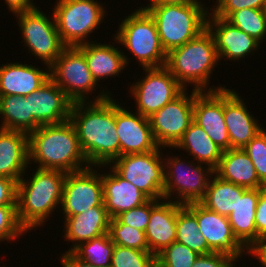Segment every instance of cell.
I'll list each match as a JSON object with an SVG mask.
<instances>
[{"label": "cell", "instance_id": "4dcf8cb0", "mask_svg": "<svg viewBox=\"0 0 266 267\" xmlns=\"http://www.w3.org/2000/svg\"><path fill=\"white\" fill-rule=\"evenodd\" d=\"M176 242L188 246L199 255L213 252L198 229L196 216L185 205L177 212Z\"/></svg>", "mask_w": 266, "mask_h": 267}, {"label": "cell", "instance_id": "9c48e42d", "mask_svg": "<svg viewBox=\"0 0 266 267\" xmlns=\"http://www.w3.org/2000/svg\"><path fill=\"white\" fill-rule=\"evenodd\" d=\"M161 147L146 153L121 155L111 166L123 179L132 183L149 199H163L164 162Z\"/></svg>", "mask_w": 266, "mask_h": 267}, {"label": "cell", "instance_id": "d6986e66", "mask_svg": "<svg viewBox=\"0 0 266 267\" xmlns=\"http://www.w3.org/2000/svg\"><path fill=\"white\" fill-rule=\"evenodd\" d=\"M206 28L214 38L219 61L223 57L230 60H241L259 48L260 42L258 40L232 25L226 19L216 16L212 11L208 13Z\"/></svg>", "mask_w": 266, "mask_h": 267}, {"label": "cell", "instance_id": "60d3db41", "mask_svg": "<svg viewBox=\"0 0 266 267\" xmlns=\"http://www.w3.org/2000/svg\"><path fill=\"white\" fill-rule=\"evenodd\" d=\"M266 0H223L214 10L216 16L226 19L232 12L241 9H265Z\"/></svg>", "mask_w": 266, "mask_h": 267}, {"label": "cell", "instance_id": "ac0fdd59", "mask_svg": "<svg viewBox=\"0 0 266 267\" xmlns=\"http://www.w3.org/2000/svg\"><path fill=\"white\" fill-rule=\"evenodd\" d=\"M116 131L120 156L151 152L159 147L154 139L149 118L138 112H129L119 102H116Z\"/></svg>", "mask_w": 266, "mask_h": 267}, {"label": "cell", "instance_id": "bcb514c9", "mask_svg": "<svg viewBox=\"0 0 266 267\" xmlns=\"http://www.w3.org/2000/svg\"><path fill=\"white\" fill-rule=\"evenodd\" d=\"M63 254V255H62ZM61 254V265L63 267H96L93 264L87 263L76 257L71 251H66Z\"/></svg>", "mask_w": 266, "mask_h": 267}, {"label": "cell", "instance_id": "44dd1931", "mask_svg": "<svg viewBox=\"0 0 266 267\" xmlns=\"http://www.w3.org/2000/svg\"><path fill=\"white\" fill-rule=\"evenodd\" d=\"M110 172L101 173L103 201L110 218L146 203L149 198L132 183L123 179L111 166Z\"/></svg>", "mask_w": 266, "mask_h": 267}, {"label": "cell", "instance_id": "f1b7e54d", "mask_svg": "<svg viewBox=\"0 0 266 267\" xmlns=\"http://www.w3.org/2000/svg\"><path fill=\"white\" fill-rule=\"evenodd\" d=\"M174 148L185 150L194 161L205 163L213 170L218 167L222 155V150L194 120Z\"/></svg>", "mask_w": 266, "mask_h": 267}, {"label": "cell", "instance_id": "484cf974", "mask_svg": "<svg viewBox=\"0 0 266 267\" xmlns=\"http://www.w3.org/2000/svg\"><path fill=\"white\" fill-rule=\"evenodd\" d=\"M95 42H89L77 48L85 55L92 77L98 84L101 82L100 79L118 76L127 67L129 58L114 45Z\"/></svg>", "mask_w": 266, "mask_h": 267}, {"label": "cell", "instance_id": "681fc988", "mask_svg": "<svg viewBox=\"0 0 266 267\" xmlns=\"http://www.w3.org/2000/svg\"><path fill=\"white\" fill-rule=\"evenodd\" d=\"M223 0H216L217 5L214 6L213 10L222 2Z\"/></svg>", "mask_w": 266, "mask_h": 267}, {"label": "cell", "instance_id": "8d00e7d4", "mask_svg": "<svg viewBox=\"0 0 266 267\" xmlns=\"http://www.w3.org/2000/svg\"><path fill=\"white\" fill-rule=\"evenodd\" d=\"M198 256L188 246L173 242L156 255V267H192Z\"/></svg>", "mask_w": 266, "mask_h": 267}, {"label": "cell", "instance_id": "cb8c5ba5", "mask_svg": "<svg viewBox=\"0 0 266 267\" xmlns=\"http://www.w3.org/2000/svg\"><path fill=\"white\" fill-rule=\"evenodd\" d=\"M28 165V134L0 128V176L17 183Z\"/></svg>", "mask_w": 266, "mask_h": 267}, {"label": "cell", "instance_id": "3957f363", "mask_svg": "<svg viewBox=\"0 0 266 267\" xmlns=\"http://www.w3.org/2000/svg\"><path fill=\"white\" fill-rule=\"evenodd\" d=\"M65 172L36 168L32 178H20L17 182V216L28 232L41 227L62 200ZM52 212V213H51Z\"/></svg>", "mask_w": 266, "mask_h": 267}, {"label": "cell", "instance_id": "7c38bea8", "mask_svg": "<svg viewBox=\"0 0 266 267\" xmlns=\"http://www.w3.org/2000/svg\"><path fill=\"white\" fill-rule=\"evenodd\" d=\"M145 76L130 86L138 113L149 118L170 101L178 97L185 89L164 66L143 68Z\"/></svg>", "mask_w": 266, "mask_h": 267}, {"label": "cell", "instance_id": "52a82bcc", "mask_svg": "<svg viewBox=\"0 0 266 267\" xmlns=\"http://www.w3.org/2000/svg\"><path fill=\"white\" fill-rule=\"evenodd\" d=\"M53 12L57 31L66 47H78L93 42L87 40L106 14L97 0H58ZM99 2V3H98ZM87 40V41H86Z\"/></svg>", "mask_w": 266, "mask_h": 267}, {"label": "cell", "instance_id": "f546056e", "mask_svg": "<svg viewBox=\"0 0 266 267\" xmlns=\"http://www.w3.org/2000/svg\"><path fill=\"white\" fill-rule=\"evenodd\" d=\"M214 175L215 173L211 176L208 188L199 203L211 211L228 216L236 208L238 197H242L248 188L235 185Z\"/></svg>", "mask_w": 266, "mask_h": 267}, {"label": "cell", "instance_id": "8fae6325", "mask_svg": "<svg viewBox=\"0 0 266 267\" xmlns=\"http://www.w3.org/2000/svg\"><path fill=\"white\" fill-rule=\"evenodd\" d=\"M50 78L73 102H86V95L99 84L93 79L85 55L77 47H66L50 66ZM87 97V98H86Z\"/></svg>", "mask_w": 266, "mask_h": 267}, {"label": "cell", "instance_id": "ffe728a7", "mask_svg": "<svg viewBox=\"0 0 266 267\" xmlns=\"http://www.w3.org/2000/svg\"><path fill=\"white\" fill-rule=\"evenodd\" d=\"M233 90L224 88V119L230 138V149H242L264 127L250 114L244 100Z\"/></svg>", "mask_w": 266, "mask_h": 267}, {"label": "cell", "instance_id": "1f68e13d", "mask_svg": "<svg viewBox=\"0 0 266 267\" xmlns=\"http://www.w3.org/2000/svg\"><path fill=\"white\" fill-rule=\"evenodd\" d=\"M1 129L21 131L29 135L28 99L23 96H0Z\"/></svg>", "mask_w": 266, "mask_h": 267}, {"label": "cell", "instance_id": "b9f144b4", "mask_svg": "<svg viewBox=\"0 0 266 267\" xmlns=\"http://www.w3.org/2000/svg\"><path fill=\"white\" fill-rule=\"evenodd\" d=\"M235 263L236 260L226 254L211 252L199 255L192 267H235Z\"/></svg>", "mask_w": 266, "mask_h": 267}, {"label": "cell", "instance_id": "74e56055", "mask_svg": "<svg viewBox=\"0 0 266 267\" xmlns=\"http://www.w3.org/2000/svg\"><path fill=\"white\" fill-rule=\"evenodd\" d=\"M266 130L263 129L242 149L251 159L259 180L266 186Z\"/></svg>", "mask_w": 266, "mask_h": 267}, {"label": "cell", "instance_id": "f6af8a7d", "mask_svg": "<svg viewBox=\"0 0 266 267\" xmlns=\"http://www.w3.org/2000/svg\"><path fill=\"white\" fill-rule=\"evenodd\" d=\"M5 2L8 5V9H10L13 14L38 8L32 3L33 0H5Z\"/></svg>", "mask_w": 266, "mask_h": 267}, {"label": "cell", "instance_id": "30bf717a", "mask_svg": "<svg viewBox=\"0 0 266 267\" xmlns=\"http://www.w3.org/2000/svg\"><path fill=\"white\" fill-rule=\"evenodd\" d=\"M15 16L25 47L50 67L66 48L57 31L54 16L52 19L37 8L15 13Z\"/></svg>", "mask_w": 266, "mask_h": 267}, {"label": "cell", "instance_id": "e575fe53", "mask_svg": "<svg viewBox=\"0 0 266 267\" xmlns=\"http://www.w3.org/2000/svg\"><path fill=\"white\" fill-rule=\"evenodd\" d=\"M108 234L115 245L150 251L145 232L122 224L117 218L110 219Z\"/></svg>", "mask_w": 266, "mask_h": 267}, {"label": "cell", "instance_id": "ee69618b", "mask_svg": "<svg viewBox=\"0 0 266 267\" xmlns=\"http://www.w3.org/2000/svg\"><path fill=\"white\" fill-rule=\"evenodd\" d=\"M17 183L7 177L0 176V205H17Z\"/></svg>", "mask_w": 266, "mask_h": 267}, {"label": "cell", "instance_id": "83f0119b", "mask_svg": "<svg viewBox=\"0 0 266 267\" xmlns=\"http://www.w3.org/2000/svg\"><path fill=\"white\" fill-rule=\"evenodd\" d=\"M214 173L221 179L245 188L266 187L258 178L256 169L243 149L231 148L222 151Z\"/></svg>", "mask_w": 266, "mask_h": 267}, {"label": "cell", "instance_id": "d4e9b609", "mask_svg": "<svg viewBox=\"0 0 266 267\" xmlns=\"http://www.w3.org/2000/svg\"><path fill=\"white\" fill-rule=\"evenodd\" d=\"M110 219L105 206H94L81 214L64 219V238L74 243L68 251H72L80 243L108 233Z\"/></svg>", "mask_w": 266, "mask_h": 267}, {"label": "cell", "instance_id": "5bb4252c", "mask_svg": "<svg viewBox=\"0 0 266 267\" xmlns=\"http://www.w3.org/2000/svg\"><path fill=\"white\" fill-rule=\"evenodd\" d=\"M97 171L91 165L66 174L60 205L63 218L81 214L94 206H105L101 174Z\"/></svg>", "mask_w": 266, "mask_h": 267}, {"label": "cell", "instance_id": "7402d4cb", "mask_svg": "<svg viewBox=\"0 0 266 267\" xmlns=\"http://www.w3.org/2000/svg\"><path fill=\"white\" fill-rule=\"evenodd\" d=\"M163 200L151 209L149 223L144 231L149 250L155 256L176 242L177 212L183 206L171 200Z\"/></svg>", "mask_w": 266, "mask_h": 267}, {"label": "cell", "instance_id": "4fadbf2b", "mask_svg": "<svg viewBox=\"0 0 266 267\" xmlns=\"http://www.w3.org/2000/svg\"><path fill=\"white\" fill-rule=\"evenodd\" d=\"M198 92L193 89L188 96L185 89L178 97L149 117L154 139L163 149L173 148L194 120V96Z\"/></svg>", "mask_w": 266, "mask_h": 267}, {"label": "cell", "instance_id": "ba28073f", "mask_svg": "<svg viewBox=\"0 0 266 267\" xmlns=\"http://www.w3.org/2000/svg\"><path fill=\"white\" fill-rule=\"evenodd\" d=\"M164 160L163 199L170 200L173 194L177 198L174 202L178 204L199 203L204 197L214 170L209 166L202 167V163H185L180 157L172 155L168 160Z\"/></svg>", "mask_w": 266, "mask_h": 267}, {"label": "cell", "instance_id": "7bdbcfd3", "mask_svg": "<svg viewBox=\"0 0 266 267\" xmlns=\"http://www.w3.org/2000/svg\"><path fill=\"white\" fill-rule=\"evenodd\" d=\"M255 226L257 235L266 238V187L261 192L256 206Z\"/></svg>", "mask_w": 266, "mask_h": 267}, {"label": "cell", "instance_id": "f35d334b", "mask_svg": "<svg viewBox=\"0 0 266 267\" xmlns=\"http://www.w3.org/2000/svg\"><path fill=\"white\" fill-rule=\"evenodd\" d=\"M26 234L17 216V205H0V242L12 241Z\"/></svg>", "mask_w": 266, "mask_h": 267}, {"label": "cell", "instance_id": "ab89813d", "mask_svg": "<svg viewBox=\"0 0 266 267\" xmlns=\"http://www.w3.org/2000/svg\"><path fill=\"white\" fill-rule=\"evenodd\" d=\"M160 200L149 199L143 205L132 208L119 214L116 218L122 223L134 227L138 230L145 231L149 223V218L151 214V209Z\"/></svg>", "mask_w": 266, "mask_h": 267}, {"label": "cell", "instance_id": "7dc6e473", "mask_svg": "<svg viewBox=\"0 0 266 267\" xmlns=\"http://www.w3.org/2000/svg\"><path fill=\"white\" fill-rule=\"evenodd\" d=\"M248 254L259 259L262 267H266V238L260 239L249 251Z\"/></svg>", "mask_w": 266, "mask_h": 267}, {"label": "cell", "instance_id": "4316f807", "mask_svg": "<svg viewBox=\"0 0 266 267\" xmlns=\"http://www.w3.org/2000/svg\"><path fill=\"white\" fill-rule=\"evenodd\" d=\"M262 189H247L242 197H238L236 208L227 216L233 235L247 252L261 239L256 232L255 212Z\"/></svg>", "mask_w": 266, "mask_h": 267}, {"label": "cell", "instance_id": "9a60e30c", "mask_svg": "<svg viewBox=\"0 0 266 267\" xmlns=\"http://www.w3.org/2000/svg\"><path fill=\"white\" fill-rule=\"evenodd\" d=\"M25 99H28L29 107V134L41 125L61 124L69 120L73 102L51 78Z\"/></svg>", "mask_w": 266, "mask_h": 267}, {"label": "cell", "instance_id": "603a6c76", "mask_svg": "<svg viewBox=\"0 0 266 267\" xmlns=\"http://www.w3.org/2000/svg\"><path fill=\"white\" fill-rule=\"evenodd\" d=\"M43 71L33 65L7 63L0 66V96H27L50 78V67Z\"/></svg>", "mask_w": 266, "mask_h": 267}, {"label": "cell", "instance_id": "c3c4849f", "mask_svg": "<svg viewBox=\"0 0 266 267\" xmlns=\"http://www.w3.org/2000/svg\"><path fill=\"white\" fill-rule=\"evenodd\" d=\"M149 5H164V4H181V5H189V4H202L201 1L198 0H149Z\"/></svg>", "mask_w": 266, "mask_h": 267}, {"label": "cell", "instance_id": "2e32d148", "mask_svg": "<svg viewBox=\"0 0 266 267\" xmlns=\"http://www.w3.org/2000/svg\"><path fill=\"white\" fill-rule=\"evenodd\" d=\"M185 206L196 216L198 229L213 252L226 254L236 261L242 253H248L244 252L246 249L233 235L227 216L211 211L200 203Z\"/></svg>", "mask_w": 266, "mask_h": 267}, {"label": "cell", "instance_id": "277c9868", "mask_svg": "<svg viewBox=\"0 0 266 267\" xmlns=\"http://www.w3.org/2000/svg\"><path fill=\"white\" fill-rule=\"evenodd\" d=\"M218 61L214 38L206 28L194 39L167 53L165 67L184 88L192 83L199 92L217 91L225 86L207 88Z\"/></svg>", "mask_w": 266, "mask_h": 267}, {"label": "cell", "instance_id": "e0dca14e", "mask_svg": "<svg viewBox=\"0 0 266 267\" xmlns=\"http://www.w3.org/2000/svg\"><path fill=\"white\" fill-rule=\"evenodd\" d=\"M193 118L219 149H230L224 119V89L198 92L194 96Z\"/></svg>", "mask_w": 266, "mask_h": 267}, {"label": "cell", "instance_id": "d590c367", "mask_svg": "<svg viewBox=\"0 0 266 267\" xmlns=\"http://www.w3.org/2000/svg\"><path fill=\"white\" fill-rule=\"evenodd\" d=\"M111 267H156V256L150 251L115 245Z\"/></svg>", "mask_w": 266, "mask_h": 267}, {"label": "cell", "instance_id": "836d02e7", "mask_svg": "<svg viewBox=\"0 0 266 267\" xmlns=\"http://www.w3.org/2000/svg\"><path fill=\"white\" fill-rule=\"evenodd\" d=\"M226 20L246 34L254 37L260 43L266 36L265 9H241L232 12Z\"/></svg>", "mask_w": 266, "mask_h": 267}, {"label": "cell", "instance_id": "5b68a950", "mask_svg": "<svg viewBox=\"0 0 266 267\" xmlns=\"http://www.w3.org/2000/svg\"><path fill=\"white\" fill-rule=\"evenodd\" d=\"M141 8L152 16L161 46L166 54L204 31L210 12L209 7L205 8L204 4L146 5Z\"/></svg>", "mask_w": 266, "mask_h": 267}, {"label": "cell", "instance_id": "7a4b0ae2", "mask_svg": "<svg viewBox=\"0 0 266 267\" xmlns=\"http://www.w3.org/2000/svg\"><path fill=\"white\" fill-rule=\"evenodd\" d=\"M28 147L29 164L34 161L40 169L70 173L90 166L70 120L41 125L28 135Z\"/></svg>", "mask_w": 266, "mask_h": 267}, {"label": "cell", "instance_id": "8992f818", "mask_svg": "<svg viewBox=\"0 0 266 267\" xmlns=\"http://www.w3.org/2000/svg\"><path fill=\"white\" fill-rule=\"evenodd\" d=\"M138 8L121 22L114 40L124 45L142 68L164 67L167 54L161 46L156 24L145 9Z\"/></svg>", "mask_w": 266, "mask_h": 267}, {"label": "cell", "instance_id": "d6a6232c", "mask_svg": "<svg viewBox=\"0 0 266 267\" xmlns=\"http://www.w3.org/2000/svg\"><path fill=\"white\" fill-rule=\"evenodd\" d=\"M115 244L108 233L80 243L71 252L79 259L96 267H111L112 252Z\"/></svg>", "mask_w": 266, "mask_h": 267}, {"label": "cell", "instance_id": "6da1fadb", "mask_svg": "<svg viewBox=\"0 0 266 267\" xmlns=\"http://www.w3.org/2000/svg\"><path fill=\"white\" fill-rule=\"evenodd\" d=\"M105 91L100 92L94 101L90 100V104L87 101L73 103L69 116L80 147L89 165L92 164L95 168L111 165L120 156L116 131V101L108 90Z\"/></svg>", "mask_w": 266, "mask_h": 267}]
</instances>
